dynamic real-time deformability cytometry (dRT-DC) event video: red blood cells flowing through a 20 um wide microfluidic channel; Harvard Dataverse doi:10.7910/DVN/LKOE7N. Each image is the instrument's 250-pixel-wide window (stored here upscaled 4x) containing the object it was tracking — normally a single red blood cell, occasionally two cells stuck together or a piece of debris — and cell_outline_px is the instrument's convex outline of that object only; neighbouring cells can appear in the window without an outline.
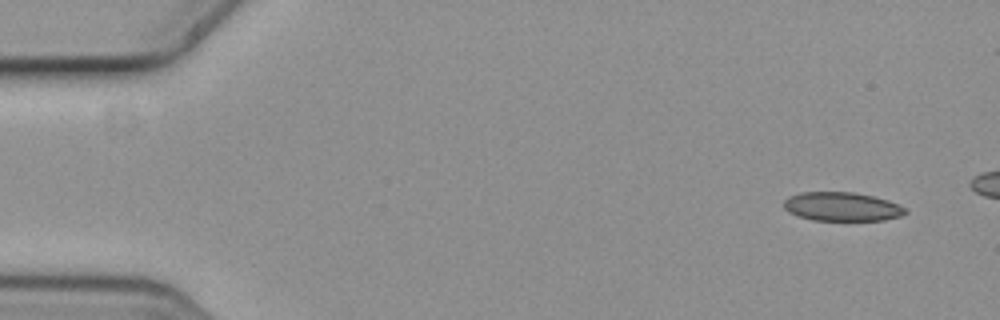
{"species": "common noctule bat (a hibernating species)", "species_latin": "Nyctalus noctula", "temperature_condition": "cold", "stored_images_in_passage": 6, "camera_frame_rate_fps": 3000, "um_per_image_px": 0.085, "animal": {"sex": "female", "body_mass_g": 19.3, "forearm_length_mm": 54.1}, "frame": {"image": 1, "passage_image": 1, "time_ms": 0.0, "image_size_px": [1000, 320], "cell_outline_px": [[908, 212], [900, 216], [884, 220], [812, 220], [788, 212], [784, 208], [784, 200], [788, 196], [800, 192], [852, 192], [872, 196], [888, 200], [900, 204], [908, 208]], "centroid_in_image_um": [71.58, 17.56], "position_along_channel_um": 13.4, "area_um2": 20.52}}